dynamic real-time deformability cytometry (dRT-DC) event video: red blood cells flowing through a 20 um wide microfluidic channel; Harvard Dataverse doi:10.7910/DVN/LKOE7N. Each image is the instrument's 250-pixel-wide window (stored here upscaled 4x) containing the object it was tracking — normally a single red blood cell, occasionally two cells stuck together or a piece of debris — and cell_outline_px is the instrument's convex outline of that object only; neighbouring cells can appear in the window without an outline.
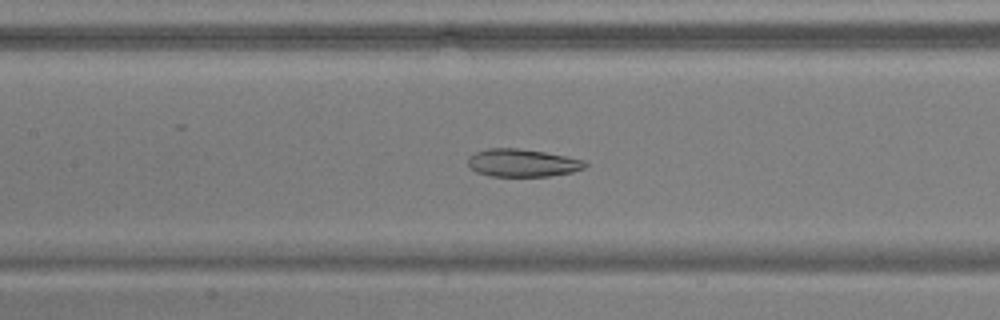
{"species": "common noctule bat (a hibernating species)", "species_latin": "Nyctalus noctula", "temperature_condition": "warm", "stored_images_in_passage": 45, "camera_frame_rate_fps": 3000, "um_per_image_px": 0.085, "animal": {"sex": "male", "body_mass_g": 17.9, "forearm_length_mm": 54.2}, "frame": {"image": 1, "passage_image": 17, "time_ms": 5.333, "image_size_px": [1000, 320], "cell_outline_px": [[588, 164], [584, 168], [572, 172], [548, 176], [492, 176], [476, 172], [468, 164], [468, 156], [476, 152], [488, 148], [516, 148], [544, 152], [584, 160]], "centroid_in_image_um": [44.39, 13.84], "position_along_channel_um": 163.0, "area_um2": 18.79}}
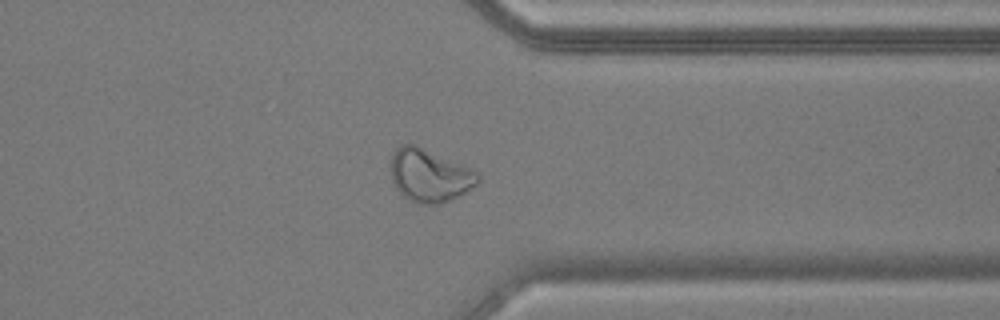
{"frame": {"image": 2, "passage_image": 34, "time_ms": 11.0, "image_size_px": [1000, 320], "cell_outline_px": [[480, 180], [476, 184], [460, 196], [440, 204], [416, 204], [404, 196], [396, 188], [392, 180], [392, 152], [400, 144], [416, 144], [480, 172]], "centroid_in_image_um": [36.53, 14.91], "position_along_channel_um": 374.9, "area_um2": 26.99}}
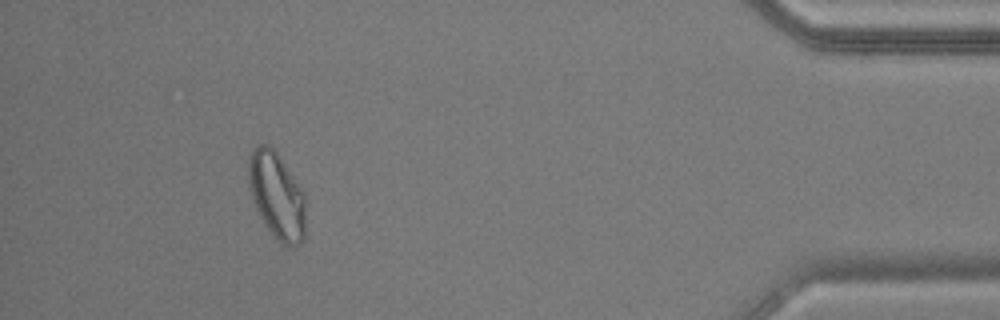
{"frame": {"image": 3, "passage_image": 41, "time_ms": 13.333, "image_size_px": [1000, 320], "cell_outline_px": [[304, 240], [296, 248], [288, 248], [280, 244], [272, 236], [264, 224], [252, 200], [248, 184], [248, 156], [252, 148], [256, 144], [268, 144], [276, 152], [304, 192]], "centroid_in_image_um": [23.5, 16.66], "position_along_channel_um": 411.7, "area_um2": 29.3}, "authors_computed_cell_mechanics": {"area_um2": 24.3338, "velocity_mm_per_s": 3.784, "shape_relaxation_time_tau1_ms": null, "shape_relaxation_time_tau2_ms": 1.9675, "deformation_change_tau1": null, "deformation_change_tau2": 0.0867}}